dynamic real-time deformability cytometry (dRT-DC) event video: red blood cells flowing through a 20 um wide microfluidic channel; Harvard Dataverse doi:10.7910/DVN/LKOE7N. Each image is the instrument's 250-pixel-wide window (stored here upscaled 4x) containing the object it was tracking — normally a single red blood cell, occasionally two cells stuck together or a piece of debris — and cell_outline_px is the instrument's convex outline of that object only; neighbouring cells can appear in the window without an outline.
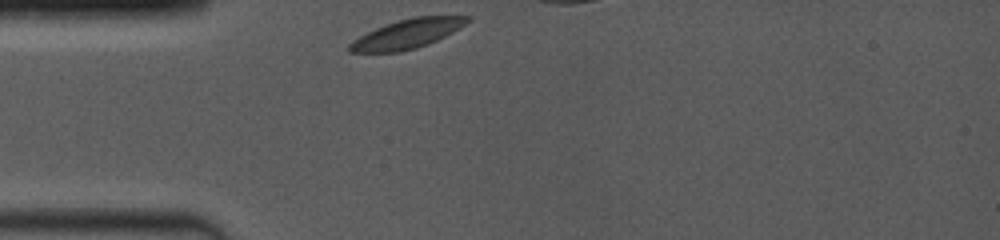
{"species": "common noctule bat (a hibernating species)", "species_latin": "Nyctalus noctula", "temperature_condition": "room temperature", "stored_images_in_passage": 19, "camera_frame_rate_fps": 4000, "um_per_image_px": 0.085, "animal": {"sex": "female", "body_mass_g": 19.0, "forearm_length_mm": 53.3}, "frame": {"image": 1, "passage_image": 1, "time_ms": 0.0, "image_size_px": [1000, 240], "cell_outline_px": [[472, 20], [452, 32], [428, 44], [416, 48], [400, 52], [348, 52], [348, 44], [352, 40], [376, 28], [400, 20], [416, 16], [472, 16]], "centroid_in_image_um": [34.62, 2.88], "position_along_channel_um": 50.4, "area_um2": 19.83}}
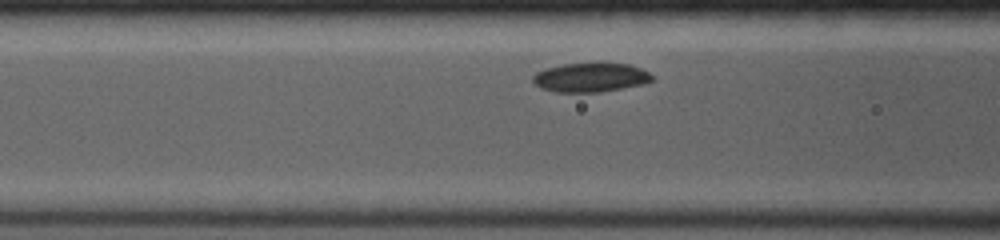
{"frame": {"image": 2, "passage_image": 13, "time_ms": 2.0, "image_size_px": [1000, 240], "cell_outline_px": [[652, 80], [644, 84], [600, 92], [556, 92], [540, 88], [532, 80], [532, 76], [536, 72], [544, 68], [564, 64], [628, 64], [640, 68], [648, 72], [652, 76]], "centroid_in_image_um": [50.16, 6.59], "position_along_channel_um": 116.4, "area_um2": 20.0}}